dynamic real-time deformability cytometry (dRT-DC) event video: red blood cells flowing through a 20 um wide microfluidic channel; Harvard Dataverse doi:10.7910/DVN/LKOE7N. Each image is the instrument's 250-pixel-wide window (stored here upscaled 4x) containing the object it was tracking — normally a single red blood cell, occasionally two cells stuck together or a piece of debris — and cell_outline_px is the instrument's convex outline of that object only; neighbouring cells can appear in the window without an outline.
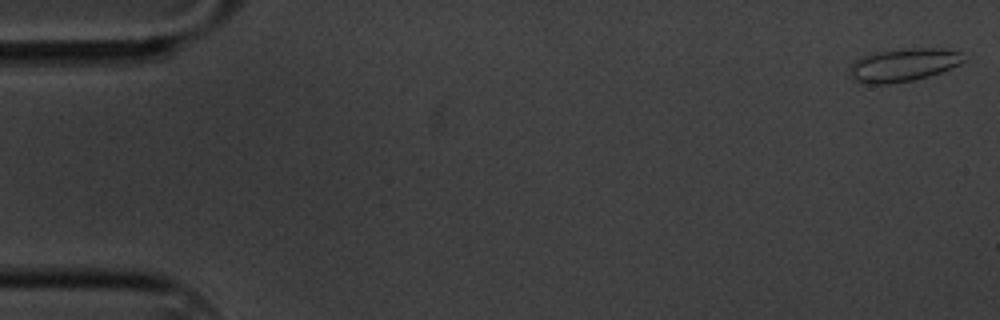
{"species": "common noctule bat (a hibernating species)", "species_latin": "Nyctalus noctula", "temperature_condition": "cold", "stored_images_in_passage": 60, "camera_frame_rate_fps": 3000, "um_per_image_px": 0.085, "animal": {"sex": "male", "body_mass_g": 20.1, "forearm_length_mm": 53.5}, "frame": {"image": 1, "passage_image": 1, "time_ms": 0.0, "image_size_px": [1000, 320], "cell_outline_px": [[968, 60], [960, 64], [940, 72], [928, 76], [912, 80], [888, 84], [868, 84], [852, 80], [848, 76], [848, 68], [856, 60], [864, 56], [884, 48], [940, 48], [960, 52]], "centroid_in_image_um": [76.74, 5.5], "position_along_channel_um": 8.3, "area_um2": 22.48}}
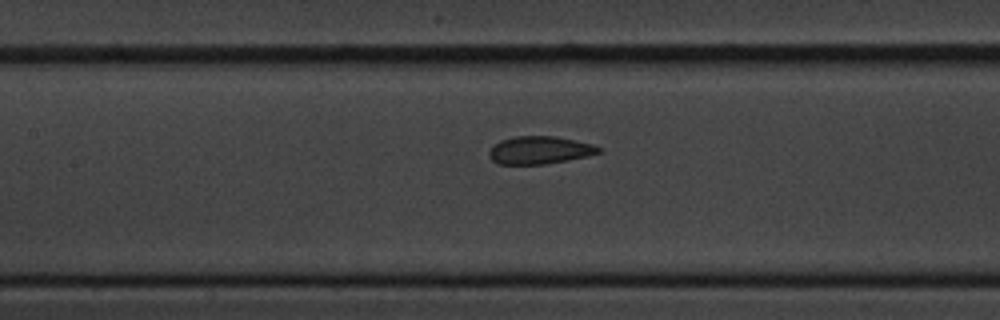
{"frame": {"image": 2, "passage_image": 27, "time_ms": 8.667, "image_size_px": [1000, 320], "cell_outline_px": [[600, 152], [588, 156], [568, 160], [544, 164], [500, 164], [492, 160], [488, 156], [488, 152], [500, 140], [516, 136], [556, 136], [592, 144], [600, 148]], "centroid_in_image_um": [45.86, 12.76], "position_along_channel_um": 161.5, "area_um2": 17.57}}
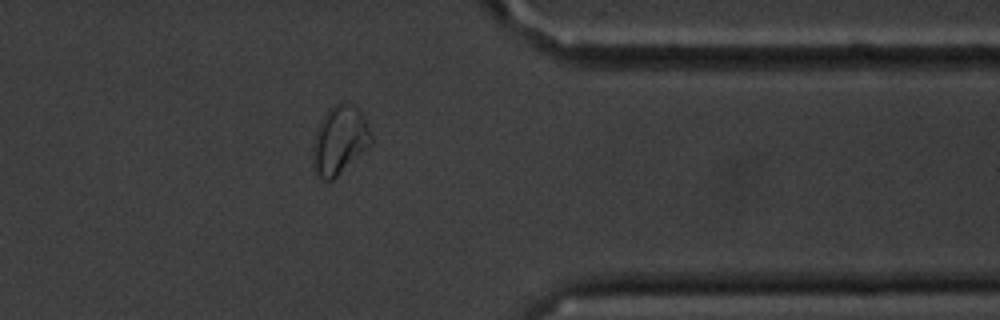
{"frame": {"image": 3, "passage_image": 48, "time_ms": 15.667, "image_size_px": [1000, 320], "cell_outline_px": [[372, 144], [332, 180], [324, 180], [316, 172], [312, 164], [312, 148], [316, 132], [328, 108], [332, 104], [348, 100], [356, 104], [360, 108], [368, 124], [372, 136]], "centroid_in_image_um": [28.89, 11.84], "position_along_channel_um": 382.5, "area_um2": 23.52}, "authors_computed_cell_mechanics": {"area_um2": 19.1029, "velocity_mm_per_s": 3.3187, "shape_relaxation_time_tau1_ms": 3.4807, "shape_relaxation_time_tau2_ms": null, "deformation_change_tau1": 0.1103, "deformation_change_tau2": null}}